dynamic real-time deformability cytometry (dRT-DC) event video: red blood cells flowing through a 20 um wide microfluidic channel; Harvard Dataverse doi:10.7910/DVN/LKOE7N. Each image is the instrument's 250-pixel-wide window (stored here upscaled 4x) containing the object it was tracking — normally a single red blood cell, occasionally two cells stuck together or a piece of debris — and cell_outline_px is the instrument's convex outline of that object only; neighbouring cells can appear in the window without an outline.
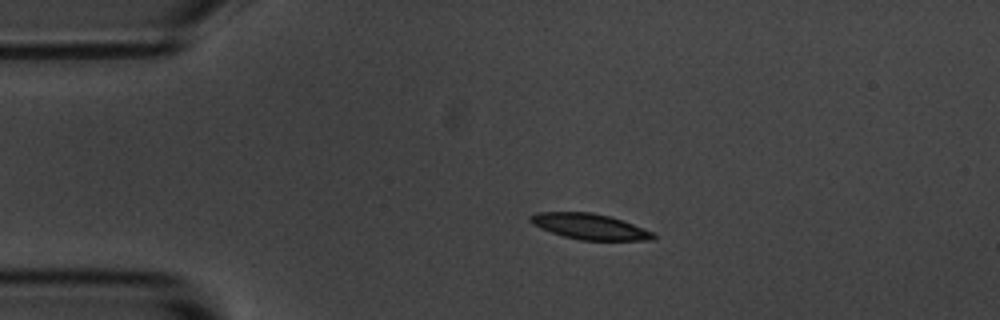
{"species": "common noctule bat (a hibernating species)", "species_latin": "Nyctalus noctula", "temperature_condition": "room temperature", "stored_images_in_passage": 4, "camera_frame_rate_fps": 3000, "um_per_image_px": 0.085, "animal": {"sex": "male", "body_mass_g": 20.1, "forearm_length_mm": 53.5}, "frame": {"image": 1, "passage_image": 3, "time_ms": 2.333, "image_size_px": [1000, 320], "cell_outline_px": [[656, 236], [652, 240], [580, 240], [564, 236], [540, 228], [532, 224], [528, 220], [528, 216], [536, 212], [592, 212], [608, 216], [632, 224], [652, 232]], "centroid_in_image_um": [50.06, 19.25], "position_along_channel_um": 34.9, "area_um2": 18.21}}